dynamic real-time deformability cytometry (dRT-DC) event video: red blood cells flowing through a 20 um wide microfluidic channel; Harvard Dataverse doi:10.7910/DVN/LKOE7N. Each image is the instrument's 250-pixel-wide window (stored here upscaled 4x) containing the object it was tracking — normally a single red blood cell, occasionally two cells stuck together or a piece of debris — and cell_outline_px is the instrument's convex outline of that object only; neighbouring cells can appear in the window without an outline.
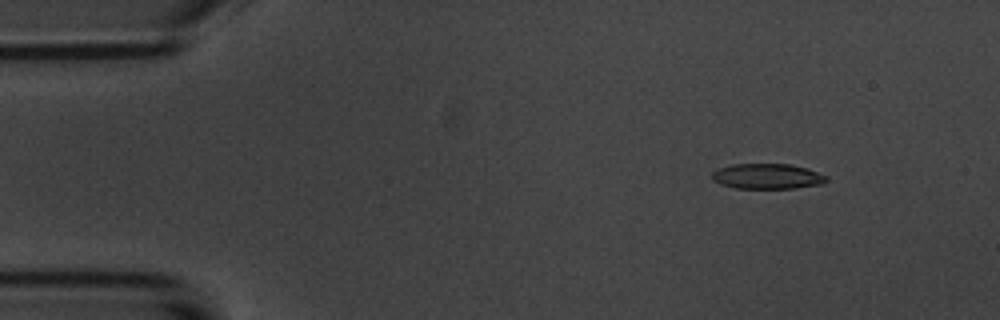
{"species": "common noctule bat (a hibernating species)", "species_latin": "Nyctalus noctula", "temperature_condition": "room temperature", "stored_images_in_passage": 4, "camera_frame_rate_fps": 3000, "um_per_image_px": 0.085, "animal": {"sex": "male", "body_mass_g": 20.1, "forearm_length_mm": 53.5}, "frame": {"image": 1, "passage_image": 2, "time_ms": 1.333, "image_size_px": [1000, 320], "cell_outline_px": [[828, 180], [824, 184], [796, 188], [736, 188], [720, 184], [712, 180], [712, 172], [720, 168], [732, 164], [792, 164], [808, 168], [828, 176]], "centroid_in_image_um": [65.27, 14.98], "position_along_channel_um": 19.7, "area_um2": 17.05}}